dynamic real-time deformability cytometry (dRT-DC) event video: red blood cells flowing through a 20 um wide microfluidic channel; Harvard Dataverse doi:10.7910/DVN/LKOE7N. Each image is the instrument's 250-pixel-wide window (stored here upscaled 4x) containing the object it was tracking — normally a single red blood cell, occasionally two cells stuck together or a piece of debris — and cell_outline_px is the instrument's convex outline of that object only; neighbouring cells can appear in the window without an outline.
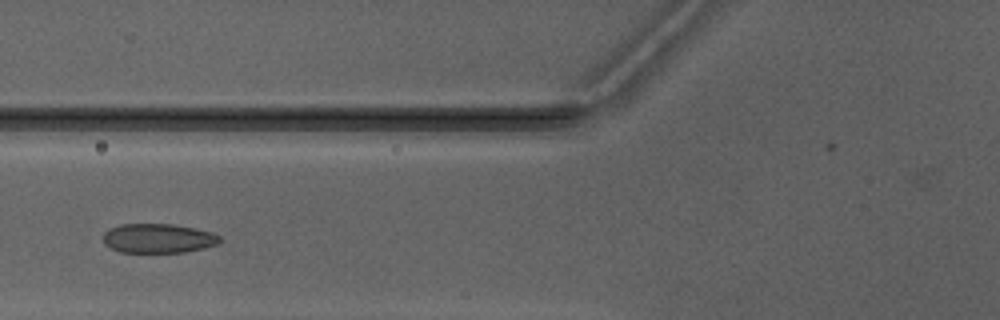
{"species": "Egyptian fruit bat (a non-hibernating species)", "species_latin": "Rousettus aegyptiacus", "temperature_condition": "warm", "stored_images_in_passage": 6, "camera_frame_rate_fps": 3000, "um_per_image_px": 0.085, "animal": {"sex": "male"}, "frame": {"image": 1, "passage_image": 5, "time_ms": 4.667, "image_size_px": [1000, 320], "cell_outline_px": [[220, 244], [204, 248], [184, 252], [120, 252], [104, 244], [104, 232], [108, 228], [120, 224], [176, 224], [196, 228], [212, 232], [220, 236]], "centroid_in_image_um": [13.47, 20.25], "position_along_channel_um": 112.3, "area_um2": 20.11}}